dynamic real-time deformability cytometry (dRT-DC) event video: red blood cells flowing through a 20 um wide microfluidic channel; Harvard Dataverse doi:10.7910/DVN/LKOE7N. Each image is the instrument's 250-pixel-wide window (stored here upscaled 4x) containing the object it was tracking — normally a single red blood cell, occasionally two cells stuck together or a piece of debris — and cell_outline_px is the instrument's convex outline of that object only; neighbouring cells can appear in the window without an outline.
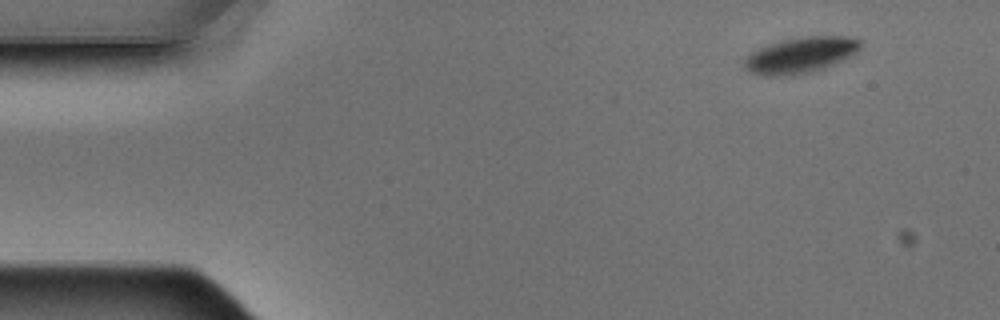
{"species": "Egyptian fruit bat (a non-hibernating species)", "species_latin": "Rousettus aegyptiacus", "temperature_condition": "warm", "stored_images_in_passage": 4, "camera_frame_rate_fps": 3000, "um_per_image_px": 0.085, "animal": {"sex": "male"}, "frame": {"image": 1, "passage_image": 1, "time_ms": 0.0, "image_size_px": [1000, 320], "cell_outline_px": [[860, 48], [856, 52], [832, 64], [808, 72], [784, 76], [764, 76], [748, 72], [744, 64], [744, 60], [752, 52], [768, 44], [784, 40], [808, 36], [844, 36], [860, 40]], "centroid_in_image_um": [68.0, 4.68], "position_along_channel_um": 17.0, "area_um2": 23.64}}
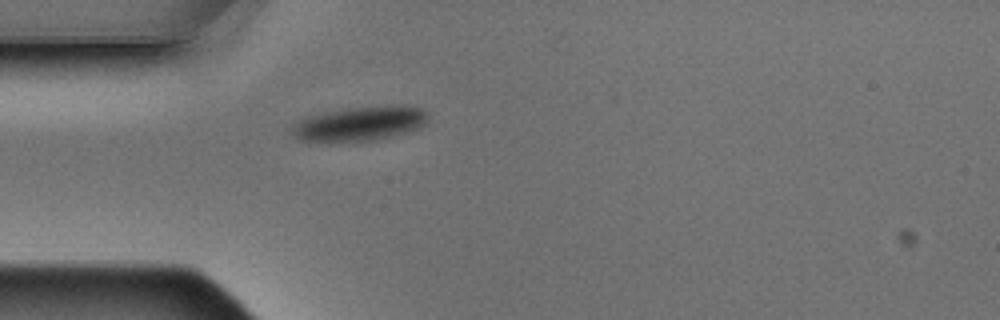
{"frame": {"image": 2, "passage_image": 4, "time_ms": 1.0, "image_size_px": [1000, 320], "cell_outline_px": [[428, 120], [420, 128], [392, 136], [376, 140], [300, 140], [292, 132], [292, 128], [296, 120], [308, 116], [324, 112], [344, 108], [392, 104], [412, 104], [420, 108], [428, 116]], "centroid_in_image_um": [30.66, 10.45], "position_along_channel_um": 54.3, "area_um2": 27.28}}